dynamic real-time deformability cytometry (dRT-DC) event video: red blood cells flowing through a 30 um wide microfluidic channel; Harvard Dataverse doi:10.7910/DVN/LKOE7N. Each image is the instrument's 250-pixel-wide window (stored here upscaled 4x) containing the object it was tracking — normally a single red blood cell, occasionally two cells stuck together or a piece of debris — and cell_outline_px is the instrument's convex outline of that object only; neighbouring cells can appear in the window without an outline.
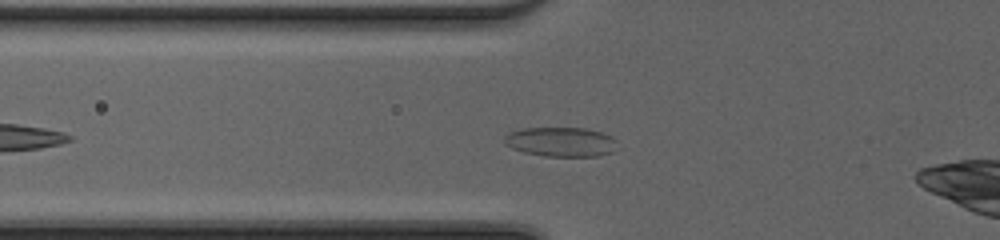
{"species": "common noctule bat (a hibernating species)", "species_latin": "Nyctalus noctula", "temperature_condition": "cold", "stored_images_in_passage": 35, "camera_frame_rate_fps": 3000, "um_per_image_px": 0.085, "animal": {"sex": "female", "body_mass_g": 20.0, "forearm_length_mm": 54.0}, "frame": {"image": 1, "passage_image": 7, "time_ms": 2.0, "image_size_px": [1000, 240], "cell_outline_px": [[616, 140], [612, 152], [596, 156], [544, 156], [524, 152], [512, 148], [504, 144], [504, 136], [508, 132], [520, 128], [588, 128], [612, 136]], "centroid_in_image_um": [47.63, 12.05], "position_along_channel_um": 78.2, "area_um2": 19.42}}
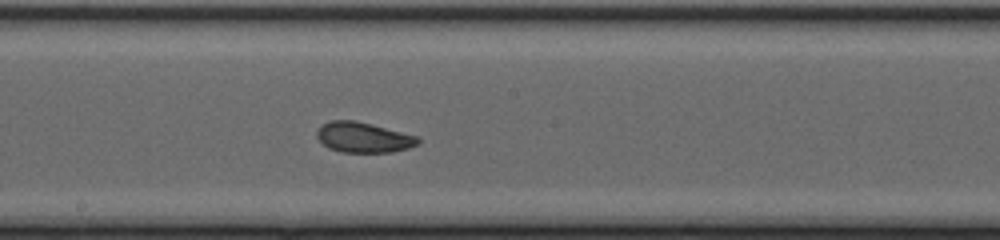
{"frame": {"image": 2, "passage_image": 17, "time_ms": 5.333, "image_size_px": [1000, 240], "cell_outline_px": [[420, 144], [408, 148], [392, 152], [340, 152], [328, 148], [316, 136], [316, 132], [320, 124], [332, 120], [356, 120], [420, 136]], "centroid_in_image_um": [30.91, 11.67], "position_along_channel_um": 217.3, "area_um2": 18.15}}
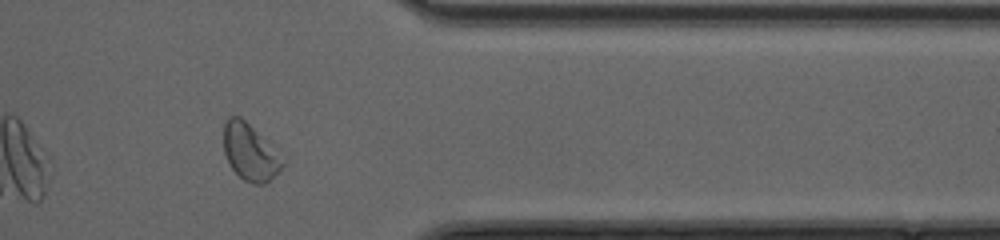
{"frame": {"image": 3, "passage_image": 30, "time_ms": 9.667, "image_size_px": [1000, 240], "cell_outline_px": [[288, 160], [264, 184], [252, 184], [244, 180], [232, 168], [224, 152], [224, 124], [228, 116], [240, 116]], "centroid_in_image_um": [21.27, 12.92], "position_along_channel_um": 390.1, "area_um2": 19.25}, "authors_computed_cell_mechanics": {"area_um2": 18.1492, "velocity_mm_per_s": 4.1682, "shape_relaxation_time_tau1_ms": 5.0053, "shape_relaxation_time_tau2_ms": 1.6369, "deformation_change_tau1": 0.0943, "deformation_change_tau2": 0.0568}}